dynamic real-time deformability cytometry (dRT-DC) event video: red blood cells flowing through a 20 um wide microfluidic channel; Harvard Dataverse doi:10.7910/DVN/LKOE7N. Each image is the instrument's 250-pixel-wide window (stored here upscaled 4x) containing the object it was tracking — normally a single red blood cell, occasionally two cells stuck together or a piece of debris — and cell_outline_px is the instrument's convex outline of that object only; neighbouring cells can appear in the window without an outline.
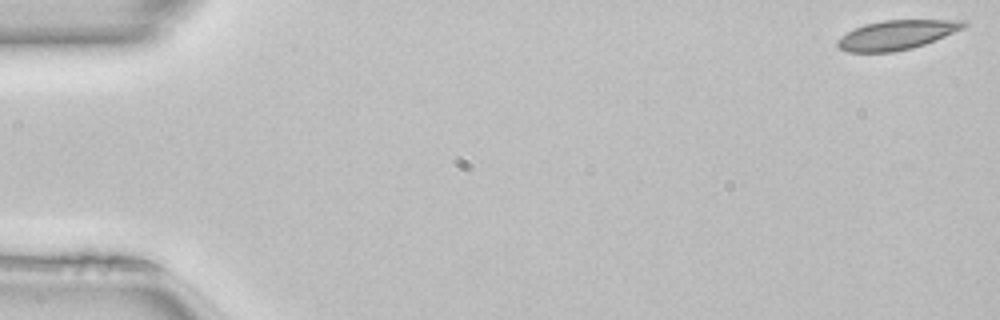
{"species": "common noctule bat (a hibernating species)", "species_latin": "Nyctalus noctula", "temperature_condition": "room temperature", "stored_images_in_passage": 50, "camera_frame_rate_fps": 3000, "um_per_image_px": 0.085, "animal": {"sex": "female", "body_mass_g": 22.7, "forearm_length_mm": 54.2}, "frame": {"image": 1, "passage_image": 1, "time_ms": 0.0, "image_size_px": [1000, 320], "cell_outline_px": [[968, 24], [964, 28], [924, 44], [912, 48], [892, 52], [848, 52], [840, 48], [836, 44], [836, 40], [840, 36], [864, 24], [884, 20], [968, 20]], "centroid_in_image_um": [76.21, 2.96], "position_along_channel_um": 8.8, "area_um2": 21.5}}
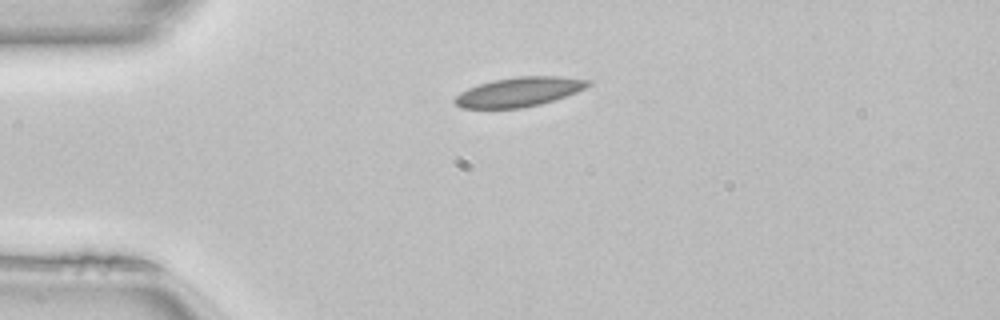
{"frame": {"image": 2, "passage_image": 12, "time_ms": 3.667, "image_size_px": [1000, 320], "cell_outline_px": [[592, 84], [576, 92], [540, 104], [520, 108], [460, 108], [452, 100], [460, 92], [468, 88], [492, 80], [516, 76], [560, 76], [592, 80]], "centroid_in_image_um": [44.11, 7.8], "position_along_channel_um": 40.9, "area_um2": 22.77}}
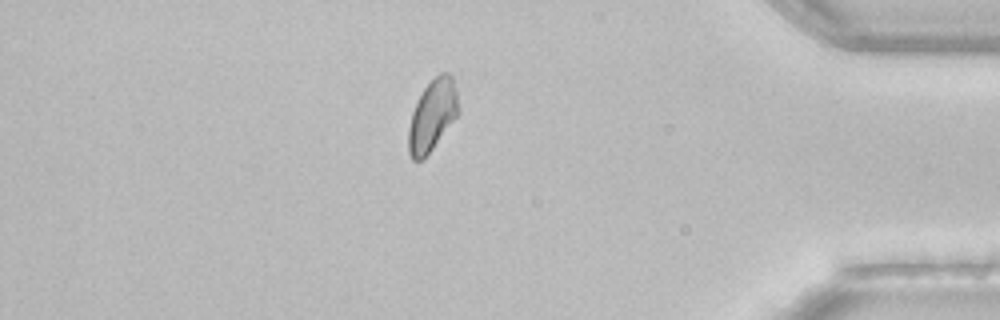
{"frame": {"image": 3, "passage_image": 43, "time_ms": 14.0, "image_size_px": [1000, 320], "cell_outline_px": [[460, 112], [432, 148], [420, 160], [412, 160], [408, 152], [408, 128], [412, 112], [424, 88], [440, 72], [448, 72], [452, 76], [456, 88], [460, 108]], "centroid_in_image_um": [36.76, 9.78], "position_along_channel_um": 398.4, "area_um2": 20.52}}